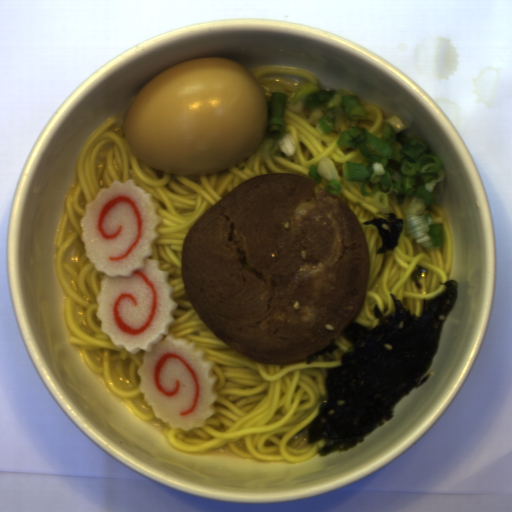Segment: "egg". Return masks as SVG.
Returning a JSON list of instances; mask_svg holds the SVG:
<instances>
[{"label": "egg", "mask_w": 512, "mask_h": 512, "mask_svg": "<svg viewBox=\"0 0 512 512\" xmlns=\"http://www.w3.org/2000/svg\"><path fill=\"white\" fill-rule=\"evenodd\" d=\"M268 107L252 71L226 56L185 60L140 88L127 106L126 143L174 176L237 167L263 143Z\"/></svg>", "instance_id": "egg-1"}]
</instances>
